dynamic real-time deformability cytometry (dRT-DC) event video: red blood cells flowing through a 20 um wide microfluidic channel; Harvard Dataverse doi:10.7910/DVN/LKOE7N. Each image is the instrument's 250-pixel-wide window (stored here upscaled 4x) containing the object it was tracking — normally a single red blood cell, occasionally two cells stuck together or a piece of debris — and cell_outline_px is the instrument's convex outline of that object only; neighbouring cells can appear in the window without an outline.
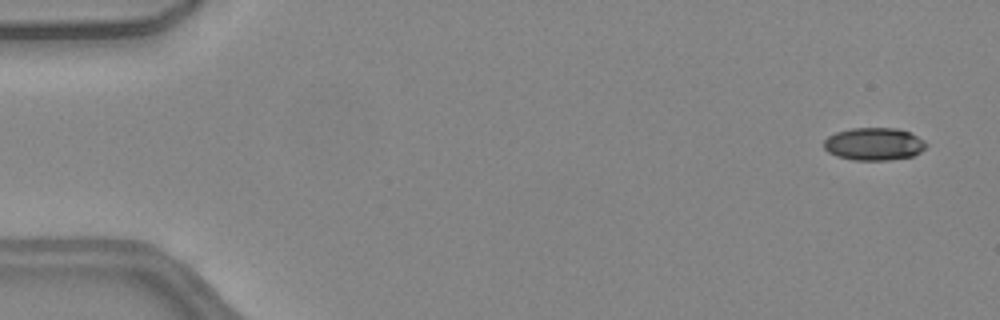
{"species": "common noctule bat (a hibernating species)", "species_latin": "Nyctalus noctula", "temperature_condition": "warm", "stored_images_in_passage": 52, "camera_frame_rate_fps": 3000, "um_per_image_px": 0.085, "animal": {"sex": "female", "body_mass_g": 24.6, "forearm_length_mm": 56.2}, "frame": {"image": 1, "passage_image": 3, "time_ms": 0.667, "image_size_px": [1000, 320], "cell_outline_px": [[928, 144], [920, 152], [912, 156], [888, 160], [852, 160], [836, 156], [828, 152], [824, 148], [824, 140], [828, 136], [836, 132], [852, 128], [896, 128], [908, 132], [924, 140]], "centroid_in_image_um": [74.26, 12.24], "position_along_channel_um": 10.7, "area_um2": 19.42}}
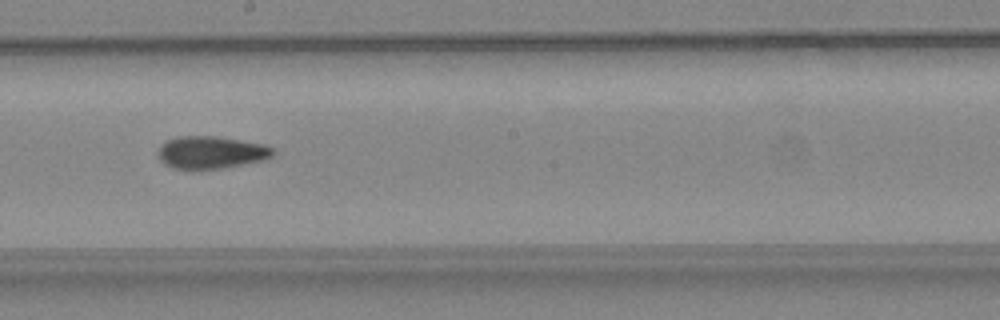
{"frame": {"image": 2, "passage_image": 29, "time_ms": 9.333, "image_size_px": [1000, 320], "cell_outline_px": [[276, 152], [268, 160], [220, 168], [172, 168], [164, 164], [160, 160], [156, 152], [160, 144], [168, 140], [180, 136], [216, 136], [264, 144], [272, 148]], "centroid_in_image_um": [17.95, 12.94], "position_along_channel_um": 230.3, "area_um2": 21.79}}
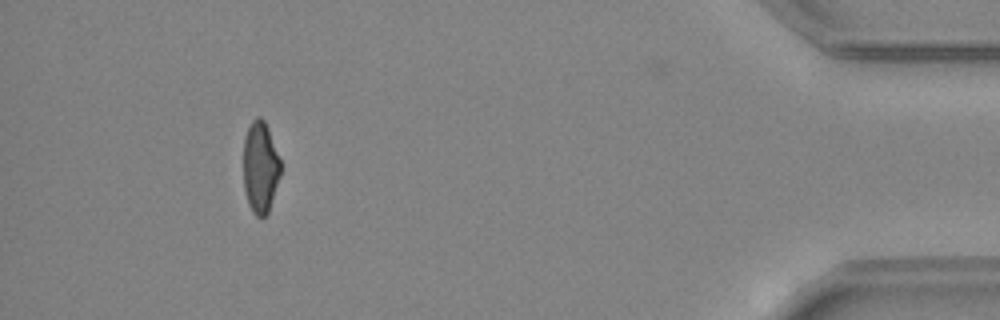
{"frame": {"image": 3, "passage_image": 47, "time_ms": 15.333, "image_size_px": [1000, 320], "cell_outline_px": [[280, 176], [268, 212], [260, 220], [252, 212], [248, 204], [244, 192], [244, 136], [252, 120], [256, 116], [260, 116], [264, 120], [268, 128], [280, 160]], "centroid_in_image_um": [22.11, 14.23], "position_along_channel_um": 413.1, "area_um2": 19.88}, "authors_computed_cell_mechanics": {"area_um2": 21.1259, "velocity_mm_per_s": 4.1174, "shape_relaxation_time_tau1_ms": null, "shape_relaxation_time_tau2_ms": 3.1373, "deformation_change_tau1": null, "deformation_change_tau2": 0.0973}}